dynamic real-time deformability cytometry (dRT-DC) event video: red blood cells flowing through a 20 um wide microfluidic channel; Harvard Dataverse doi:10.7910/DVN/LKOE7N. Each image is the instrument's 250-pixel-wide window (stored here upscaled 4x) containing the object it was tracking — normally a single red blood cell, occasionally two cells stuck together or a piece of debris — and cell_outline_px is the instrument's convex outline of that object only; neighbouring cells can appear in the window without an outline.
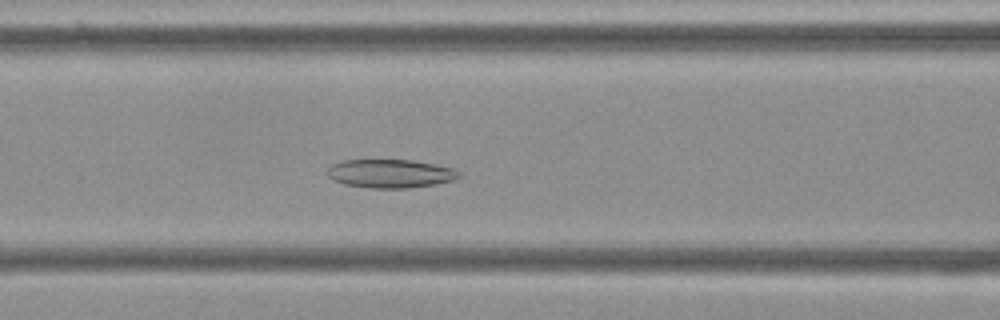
{"species": "Egyptian fruit bat (a non-hibernating species)", "species_latin": "Rousettus aegyptiacus", "temperature_condition": "cold", "stored_images_in_passage": 53, "camera_frame_rate_fps": 3000, "um_per_image_px": 0.085, "frame": {"image": 1, "passage_image": 20, "time_ms": 6.333, "image_size_px": [1000, 320], "cell_outline_px": [[460, 176], [452, 180], [436, 184], [408, 188], [372, 188], [344, 184], [332, 180], [328, 176], [328, 168], [332, 164], [344, 160], [412, 160], [436, 164], [452, 168], [460, 172]], "centroid_in_image_um": [33.17, 14.75], "position_along_channel_um": 133.4, "area_um2": 21.85}}
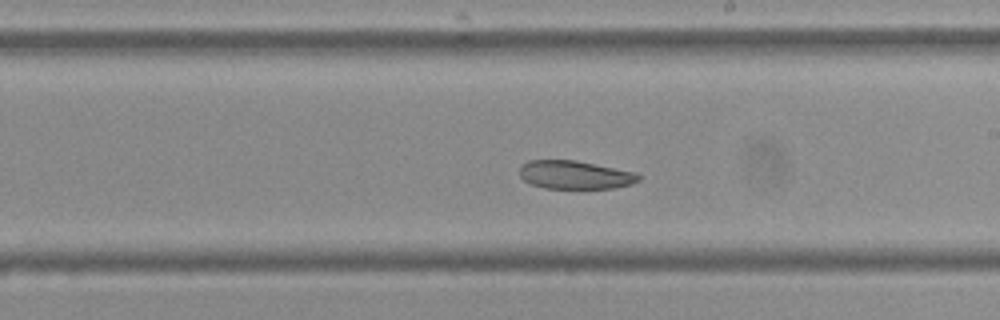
{"frame": {"image": 2, "passage_image": 29, "time_ms": 9.333, "image_size_px": [1000, 320], "cell_outline_px": [[640, 180], [632, 184], [612, 188], [544, 188], [532, 184], [524, 180], [520, 176], [520, 164], [528, 160], [576, 160], [636, 172], [640, 176]], "centroid_in_image_um": [48.87, 14.85], "position_along_channel_um": 240.1, "area_um2": 19.71}}
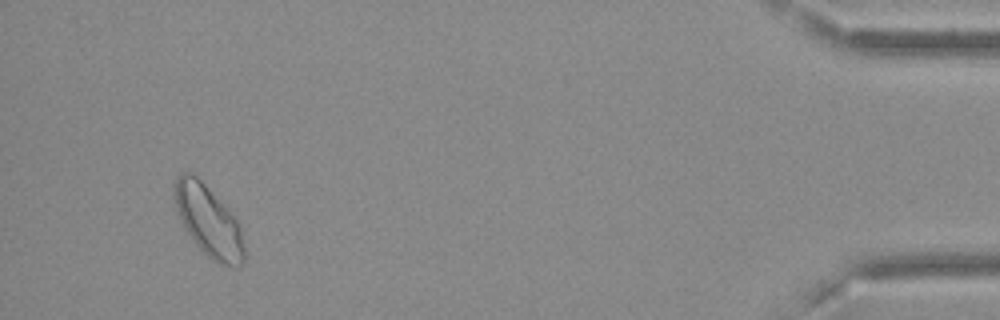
{"frame": {"image": 3, "passage_image": 50, "time_ms": 16.333, "image_size_px": [1000, 320], "cell_outline_px": [[244, 264], [220, 264], [212, 260], [192, 240], [184, 228], [176, 212], [172, 196], [172, 184], [180, 172], [192, 172], [228, 208], [240, 224], [244, 248]], "centroid_in_image_um": [17.66, 18.73], "position_along_channel_um": 417.5, "area_um2": 29.02}}